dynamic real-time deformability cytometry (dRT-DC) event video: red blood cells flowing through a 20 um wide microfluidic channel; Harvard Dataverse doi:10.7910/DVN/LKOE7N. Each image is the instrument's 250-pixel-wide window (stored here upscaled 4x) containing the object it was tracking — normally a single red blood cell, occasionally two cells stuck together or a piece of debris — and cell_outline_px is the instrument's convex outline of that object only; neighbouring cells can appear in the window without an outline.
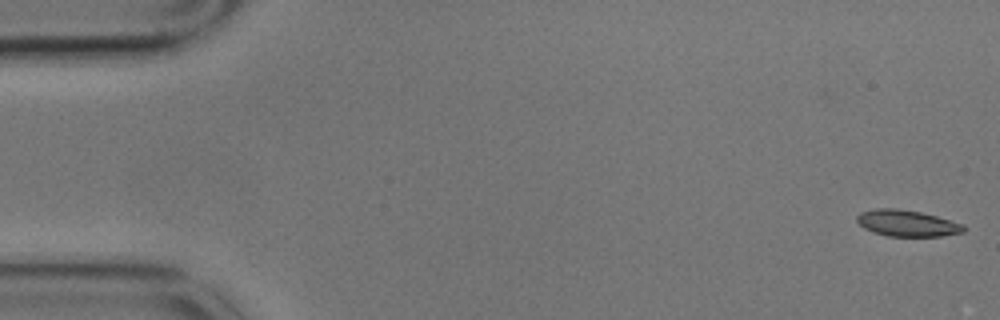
{"species": "common noctule bat (a hibernating species)", "species_latin": "Nyctalus noctula", "temperature_condition": "cold", "stored_images_in_passage": 21, "camera_frame_rate_fps": 3000, "um_per_image_px": 0.085, "animal": {"sex": "male", "body_mass_g": 17.9}, "frame": {"image": 1, "passage_image": 1, "time_ms": 0.0, "image_size_px": [1000, 320], "cell_outline_px": [[968, 228], [964, 232], [940, 236], [888, 236], [872, 232], [864, 228], [856, 220], [856, 216], [860, 212], [876, 208], [896, 208], [920, 212], [936, 216], [964, 224]], "centroid_in_image_um": [77.1, 18.97], "position_along_channel_um": 7.9, "area_um2": 16.47}}
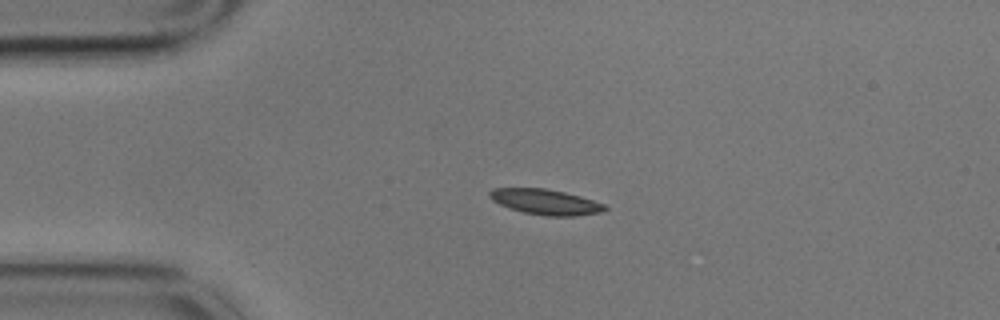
{"frame": {"image": 2, "passage_image": 13, "time_ms": 4.0, "image_size_px": [1000, 320], "cell_outline_px": [[608, 208], [604, 212], [576, 216], [548, 216], [524, 212], [500, 204], [492, 200], [488, 196], [488, 192], [492, 188], [544, 188], [564, 192], [580, 196], [604, 204]], "centroid_in_image_um": [46.38, 17.16], "position_along_channel_um": 38.6, "area_um2": 16.99}}